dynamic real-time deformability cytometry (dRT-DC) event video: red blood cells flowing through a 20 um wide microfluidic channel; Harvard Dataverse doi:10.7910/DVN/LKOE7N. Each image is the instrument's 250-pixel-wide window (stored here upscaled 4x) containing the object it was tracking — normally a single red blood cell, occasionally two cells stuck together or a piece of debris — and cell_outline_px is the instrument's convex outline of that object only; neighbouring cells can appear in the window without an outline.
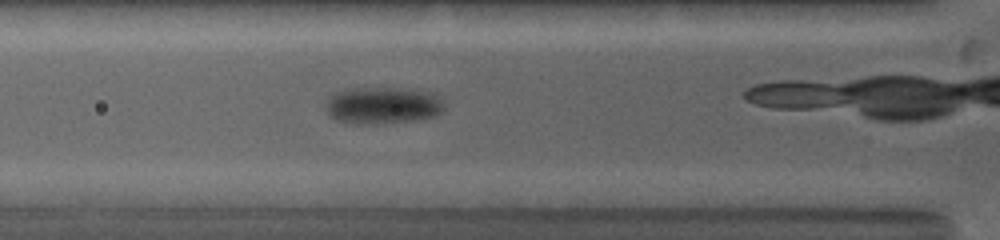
{"species": "common noctule bat (a hibernating species)", "species_latin": "Nyctalus noctula", "temperature_condition": "warm", "stored_images_in_passage": 8, "camera_frame_rate_fps": 5000, "um_per_image_px": 0.085, "animal": {"sex": "female", "body_mass_g": 19.0, "forearm_length_mm": 53.3}, "frame": {"image": 1, "passage_image": 6, "time_ms": 2.4, "image_size_px": [1000, 240], "cell_outline_px": [[444, 108], [436, 116], [412, 120], [376, 124], [356, 124], [336, 120], [324, 108], [328, 96], [344, 88], [392, 88], [436, 92], [444, 100]], "centroid_in_image_um": [32.53, 8.95], "position_along_channel_um": 93.3, "area_um2": 25.84}}